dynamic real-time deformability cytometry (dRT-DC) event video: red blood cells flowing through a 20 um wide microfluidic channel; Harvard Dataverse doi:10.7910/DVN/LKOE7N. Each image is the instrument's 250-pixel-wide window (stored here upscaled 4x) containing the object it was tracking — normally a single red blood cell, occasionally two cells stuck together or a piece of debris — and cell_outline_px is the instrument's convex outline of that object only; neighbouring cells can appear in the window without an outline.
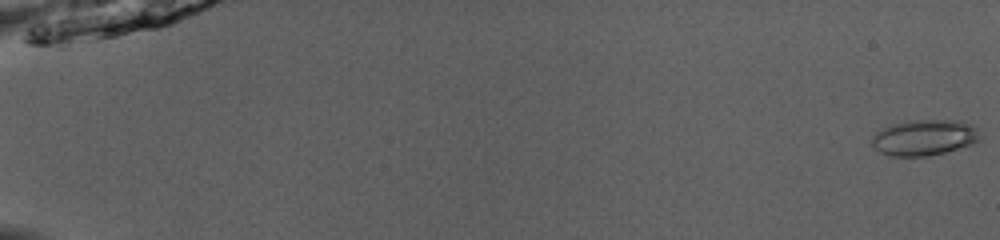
{"species": "common noctule bat (a hibernating species)", "species_latin": "Nyctalus noctula", "temperature_condition": "room temperature", "stored_images_in_passage": 52, "camera_frame_rate_fps": 3000, "um_per_image_px": 0.085, "animal": {"sex": "male", "body_mass_g": 13.0, "forearm_length_mm": 53.1}, "frame": {"image": 1, "passage_image": 1, "time_ms": 0.0, "image_size_px": [1000, 240], "cell_outline_px": [[980, 140], [972, 144], [944, 152], [928, 156], [888, 156], [880, 152], [872, 144], [872, 136], [888, 124], [904, 120], [960, 120], [972, 124], [976, 128], [980, 136]], "centroid_in_image_um": [78.55, 11.67], "position_along_channel_um": 6.4, "area_um2": 22.77}}
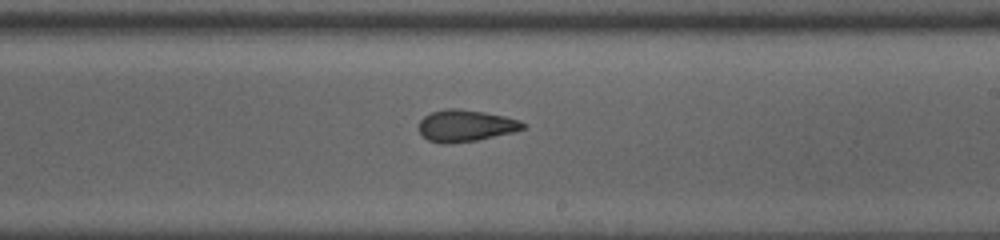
{"frame": {"image": 2, "passage_image": 33, "time_ms": 10.667, "image_size_px": [1000, 240], "cell_outline_px": [[528, 124], [524, 128], [512, 132], [476, 140], [444, 144], [440, 144], [428, 140], [420, 132], [420, 120], [424, 116], [432, 112], [448, 108], [456, 108], [484, 112], [504, 116], [520, 120]], "centroid_in_image_um": [39.59, 10.68], "position_along_channel_um": 249.4, "area_um2": 19.07}}
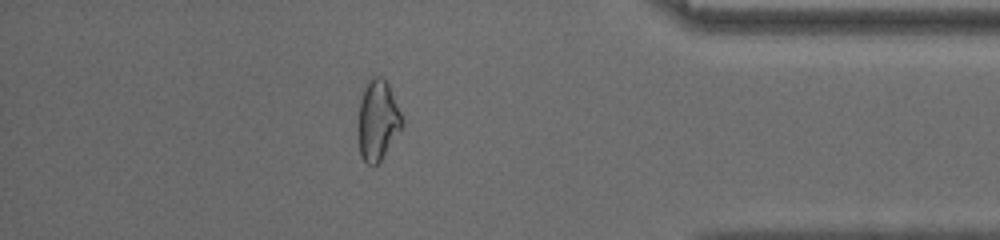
{"frame": {"image": 3, "passage_image": 46, "time_ms": 15.0, "image_size_px": [1000, 240], "cell_outline_px": [[404, 124], [380, 160], [376, 164], [368, 164], [360, 156], [356, 128], [356, 124], [360, 100], [364, 88], [368, 80], [372, 76], [380, 76], [388, 84], [404, 120]], "centroid_in_image_um": [32.06, 10.22], "position_along_channel_um": 403.1, "area_um2": 20.69}, "authors_computed_cell_mechanics": {"area_um2": 20.6924, "velocity_mm_per_s": 4.0717, "shape_relaxation_time_tau1_ms": null, "shape_relaxation_time_tau2_ms": 2.5368, "deformation_change_tau1": null, "deformation_change_tau2": 0.0422}}